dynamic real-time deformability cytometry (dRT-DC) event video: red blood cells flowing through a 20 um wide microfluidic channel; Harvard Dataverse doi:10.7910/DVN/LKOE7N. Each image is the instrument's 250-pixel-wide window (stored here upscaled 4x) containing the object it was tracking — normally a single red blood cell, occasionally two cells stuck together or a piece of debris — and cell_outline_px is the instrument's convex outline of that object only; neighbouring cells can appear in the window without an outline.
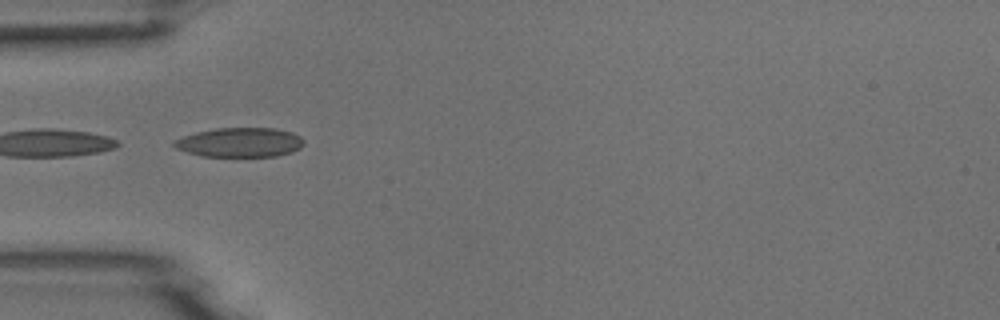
{"species": "common noctule bat (a hibernating species)", "species_latin": "Nyctalus noctula", "temperature_condition": "room temperature", "stored_images_in_passage": 2, "camera_frame_rate_fps": 3000, "um_per_image_px": 0.085, "animal": {"sex": "male", "body_mass_g": 18.8}, "frame": {"image": 1, "passage_image": 1, "time_ms": 0.0, "image_size_px": [1000, 320], "cell_outline_px": [[304, 144], [300, 148], [292, 152], [276, 156], [204, 156], [188, 152], [176, 148], [172, 144], [172, 140], [196, 132], [216, 128], [272, 128], [292, 132], [300, 136], [304, 140]], "centroid_in_image_um": [20.4, 12.1], "position_along_channel_um": 64.6, "area_um2": 22.2}}